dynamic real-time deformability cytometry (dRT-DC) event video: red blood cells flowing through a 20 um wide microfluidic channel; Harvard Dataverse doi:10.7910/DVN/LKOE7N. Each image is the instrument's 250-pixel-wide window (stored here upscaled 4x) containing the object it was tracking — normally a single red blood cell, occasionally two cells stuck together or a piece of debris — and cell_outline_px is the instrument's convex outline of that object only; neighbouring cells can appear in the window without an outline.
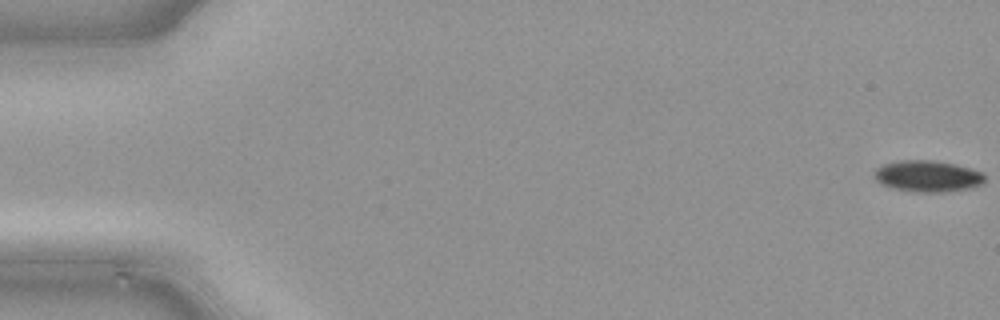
{"species": "common noctule bat (a hibernating species)", "species_latin": "Nyctalus noctula", "temperature_condition": "cold", "stored_images_in_passage": 49, "camera_frame_rate_fps": 3000, "um_per_image_px": 0.085, "animal": {"sex": "male", "body_mass_g": 21.5, "forearm_length_mm": 52.0}, "frame": {"image": 1, "passage_image": 1, "time_ms": 0.0, "image_size_px": [1000, 320], "cell_outline_px": [[984, 184], [968, 188], [948, 192], [908, 192], [888, 188], [880, 184], [872, 176], [872, 172], [876, 168], [884, 164], [900, 160], [928, 160], [952, 164], [984, 172]], "centroid_in_image_um": [78.78, 15.0], "position_along_channel_um": 6.2, "area_um2": 20.52}}
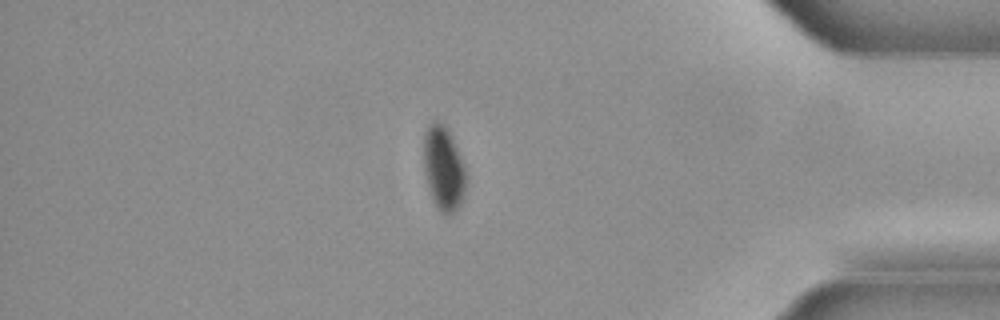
{"frame": {"image": 2, "passage_image": 42, "time_ms": 13.667, "image_size_px": [1000, 320], "cell_outline_px": [[468, 180], [460, 204], [456, 212], [448, 216], [444, 216], [436, 208], [432, 200], [428, 188], [424, 172], [424, 136], [428, 124], [432, 120], [436, 120], [448, 128], [460, 156], [468, 176]], "centroid_in_image_um": [37.71, 14.36], "position_along_channel_um": 397.5, "area_um2": 21.27}}
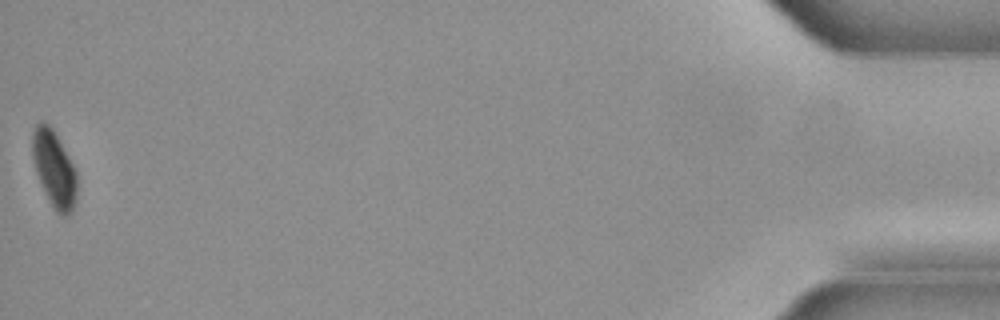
{"frame": {"image": 3, "passage_image": 49, "time_ms": 16.0, "image_size_px": [1000, 320], "cell_outline_px": [[76, 196], [72, 212], [68, 216], [60, 216], [56, 212], [48, 200], [44, 192], [36, 172], [32, 156], [32, 132], [36, 124], [40, 120], [44, 120], [52, 128], [72, 164], [76, 172]], "centroid_in_image_um": [4.58, 14.37], "position_along_channel_um": 430.6, "area_um2": 19.77}}